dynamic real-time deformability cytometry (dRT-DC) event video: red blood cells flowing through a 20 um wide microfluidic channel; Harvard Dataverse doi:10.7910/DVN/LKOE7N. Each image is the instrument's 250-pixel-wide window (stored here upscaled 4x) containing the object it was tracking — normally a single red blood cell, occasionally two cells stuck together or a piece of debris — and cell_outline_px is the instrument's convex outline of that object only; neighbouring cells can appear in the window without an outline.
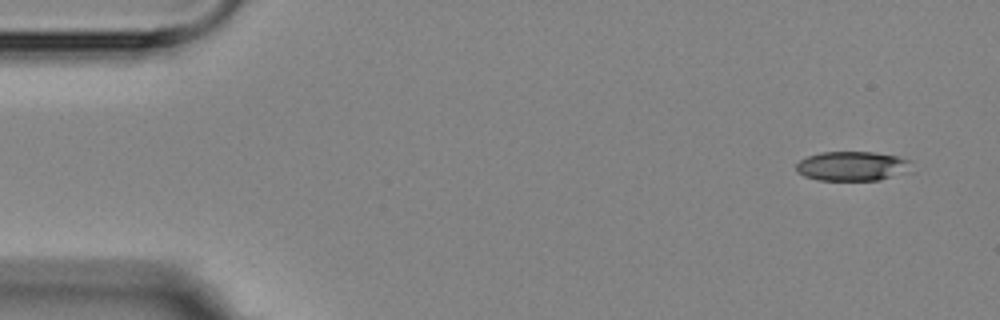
{"species": "Egyptian fruit bat (a non-hibernating species)", "species_latin": "Rousettus aegyptiacus", "temperature_condition": "room temperature", "stored_images_in_passage": 4, "camera_frame_rate_fps": 3000, "um_per_image_px": 0.085, "animal": {"sex": "female"}, "frame": {"image": 1, "passage_image": 1, "time_ms": 0.0, "image_size_px": [1000, 320], "cell_outline_px": [[916, 172], [880, 180], [816, 180], [804, 176], [796, 172], [796, 164], [800, 160], [808, 156], [820, 152], [872, 152], [896, 156], [912, 160]], "centroid_in_image_um": [72.56, 14.13], "position_along_channel_um": 12.4, "area_um2": 20.46}}
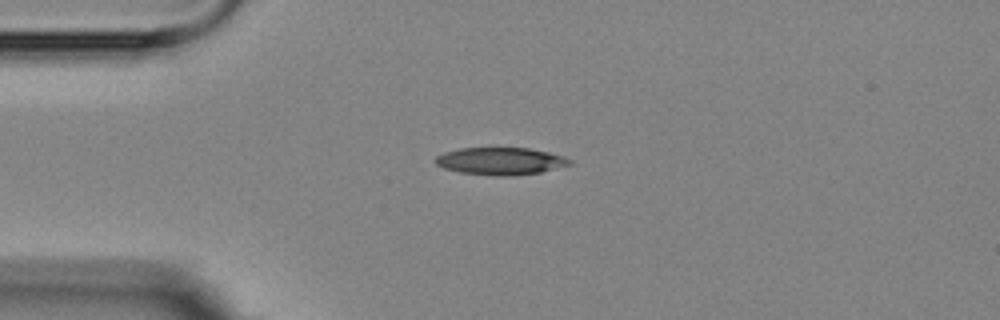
{"frame": {"image": 2, "passage_image": 4, "time_ms": 3.333, "image_size_px": [1000, 320], "cell_outline_px": [[572, 164], [540, 172], [512, 176], [496, 176], [460, 172], [444, 168], [436, 164], [432, 160], [436, 156], [444, 152], [460, 148], [528, 148], [548, 152], [564, 156], [572, 160]], "centroid_in_image_um": [42.53, 13.69], "position_along_channel_um": 42.5, "area_um2": 21.44}}